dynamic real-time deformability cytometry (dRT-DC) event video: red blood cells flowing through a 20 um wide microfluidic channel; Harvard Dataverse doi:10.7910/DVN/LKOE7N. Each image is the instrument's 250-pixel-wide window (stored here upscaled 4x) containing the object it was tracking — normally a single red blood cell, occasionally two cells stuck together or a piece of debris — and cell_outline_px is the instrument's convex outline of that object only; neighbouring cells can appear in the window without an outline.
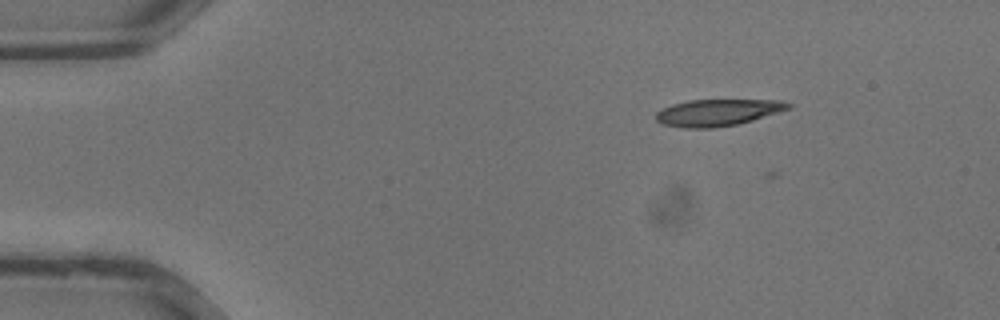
{"species": "common noctule bat (a hibernating species)", "species_latin": "Nyctalus noctula", "temperature_condition": "warm", "stored_images_in_passage": 37, "camera_frame_rate_fps": 3000, "um_per_image_px": 0.085, "animal": {"sex": "male", "body_mass_g": 13.3}, "frame": {"image": 1, "passage_image": 7, "time_ms": 2.0, "image_size_px": [1000, 320], "cell_outline_px": [[792, 108], [752, 120], [736, 124], [712, 128], [684, 128], [660, 124], [656, 120], [656, 112], [672, 104], [688, 100], [784, 100], [792, 104]], "centroid_in_image_um": [61.0, 9.56], "position_along_channel_um": 24.0, "area_um2": 20.63}}
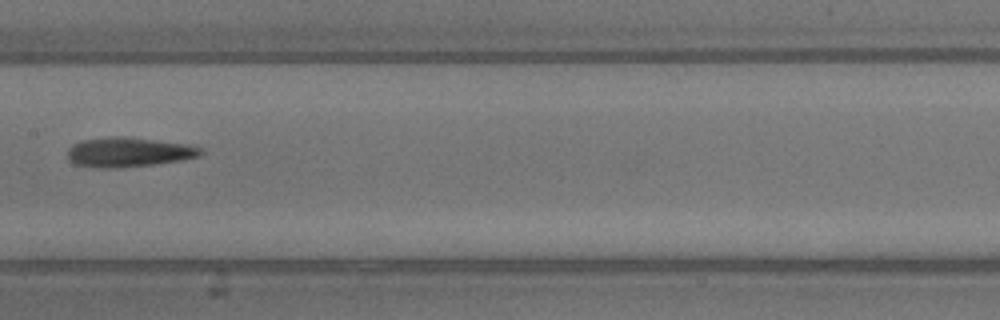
{"frame": {"image": 2, "passage_image": 20, "time_ms": 6.333, "image_size_px": [1000, 320], "cell_outline_px": [[204, 152], [200, 156], [180, 160], [152, 164], [108, 168], [104, 168], [76, 164], [68, 160], [68, 148], [72, 144], [84, 140], [112, 136], [116, 136], [188, 144], [200, 148]], "centroid_in_image_um": [10.91, 12.93], "position_along_channel_um": 196.5, "area_um2": 22.43}}
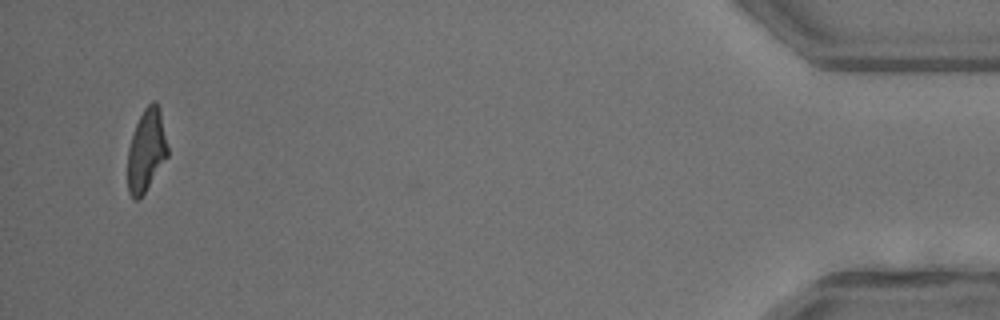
{"frame": {"image": 3, "passage_image": 36, "time_ms": 11.667, "image_size_px": [1000, 320], "cell_outline_px": [[168, 156], [140, 200], [136, 200], [128, 192], [128, 148], [136, 124], [144, 108], [152, 100], [156, 100], [160, 108], [168, 148]], "centroid_in_image_um": [12.45, 12.78], "position_along_channel_um": 422.8, "area_um2": 19.25}}